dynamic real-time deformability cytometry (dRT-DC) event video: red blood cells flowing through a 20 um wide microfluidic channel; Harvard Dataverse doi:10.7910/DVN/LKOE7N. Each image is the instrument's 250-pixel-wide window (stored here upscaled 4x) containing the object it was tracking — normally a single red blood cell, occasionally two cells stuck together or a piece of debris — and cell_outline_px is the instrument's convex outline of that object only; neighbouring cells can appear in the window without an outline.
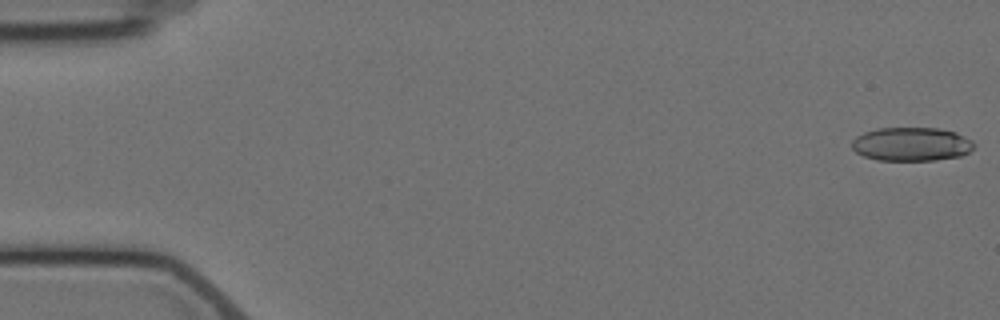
{"species": "Egyptian fruit bat (a non-hibernating species)", "species_latin": "Rousettus aegyptiacus", "temperature_condition": "cold", "stored_images_in_passage": 8, "camera_frame_rate_fps": 3000, "um_per_image_px": 0.085, "animal": {"sex": "female"}, "frame": {"image": 1, "passage_image": 1, "time_ms": 0.0, "image_size_px": [1000, 320], "cell_outline_px": [[976, 144], [964, 156], [936, 160], [876, 160], [864, 156], [856, 152], [852, 148], [852, 140], [856, 136], [864, 132], [876, 128], [940, 128], [956, 132], [972, 140]], "centroid_in_image_um": [77.49, 12.25], "position_along_channel_um": 7.5, "area_um2": 24.22}}
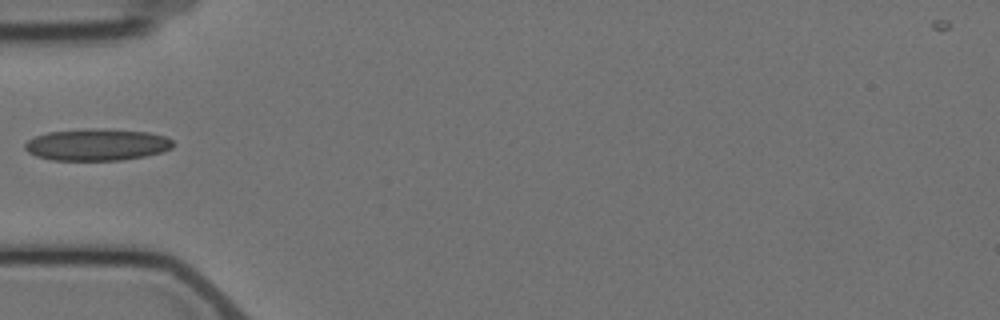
{"frame": {"image": 2, "passage_image": 6, "time_ms": 6.0, "image_size_px": [1000, 320], "cell_outline_px": [[172, 148], [160, 152], [144, 156], [124, 160], [52, 160], [36, 156], [28, 152], [24, 148], [24, 144], [28, 140], [36, 136], [48, 132], [84, 128], [104, 128], [148, 132], [164, 136], [172, 140]], "centroid_in_image_um": [8.21, 12.29], "position_along_channel_um": 76.8, "area_um2": 27.57}}
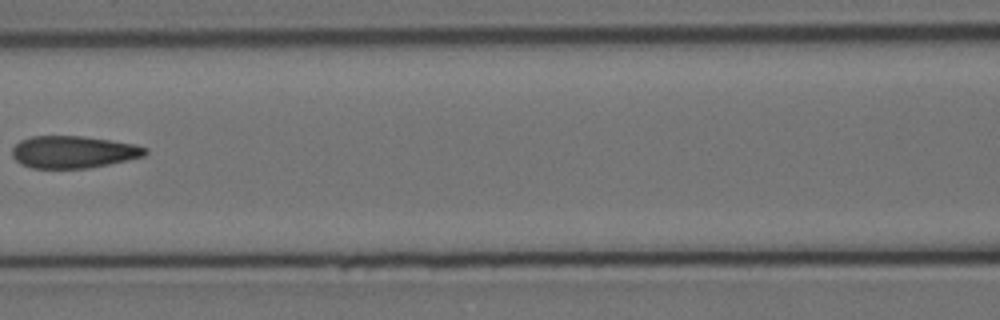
{"frame": {"image": 3, "passage_image": 8, "time_ms": 8.333, "image_size_px": [1000, 320], "cell_outline_px": [[148, 152], [144, 156], [108, 164], [88, 168], [32, 168], [20, 164], [12, 156], [12, 148], [20, 140], [32, 136], [80, 136], [136, 144], [148, 148]], "centroid_in_image_um": [6.22, 12.92], "position_along_channel_um": 160.4, "area_um2": 24.91}}